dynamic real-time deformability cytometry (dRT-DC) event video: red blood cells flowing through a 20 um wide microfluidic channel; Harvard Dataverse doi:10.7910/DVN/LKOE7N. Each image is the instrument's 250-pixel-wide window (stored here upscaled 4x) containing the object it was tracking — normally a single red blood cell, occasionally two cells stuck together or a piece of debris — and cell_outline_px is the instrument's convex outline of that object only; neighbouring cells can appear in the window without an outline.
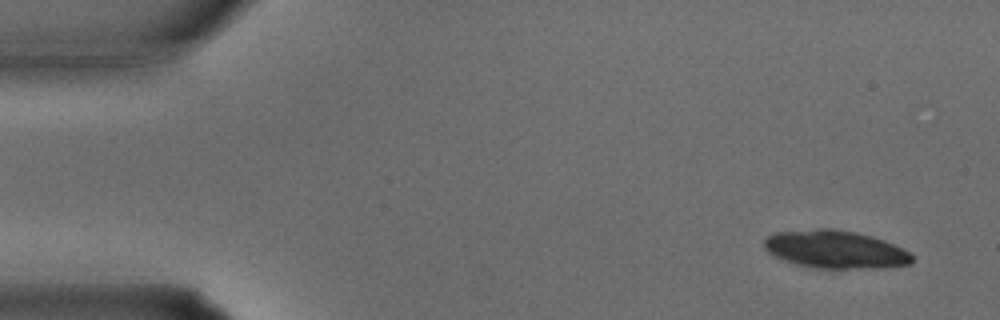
{"species": "common noctule bat (a hibernating species)", "species_latin": "Nyctalus noctula", "temperature_condition": "warm", "stored_images_in_passage": 32, "camera_frame_rate_fps": 3000, "um_per_image_px": 0.085, "animal": {"sex": "male", "body_mass_g": 15.6}, "frame": {"image": 1, "passage_image": 1, "time_ms": 0.0, "image_size_px": [1000, 320], "cell_outline_px": [[912, 264], [884, 268], [816, 268], [796, 264], [784, 260], [768, 252], [764, 248], [764, 240], [768, 236], [776, 232], [816, 228], [832, 228], [856, 232], [872, 236], [884, 240], [904, 248], [912, 256]], "centroid_in_image_um": [71.02, 21.19], "position_along_channel_um": 14.0, "area_um2": 32.83}}
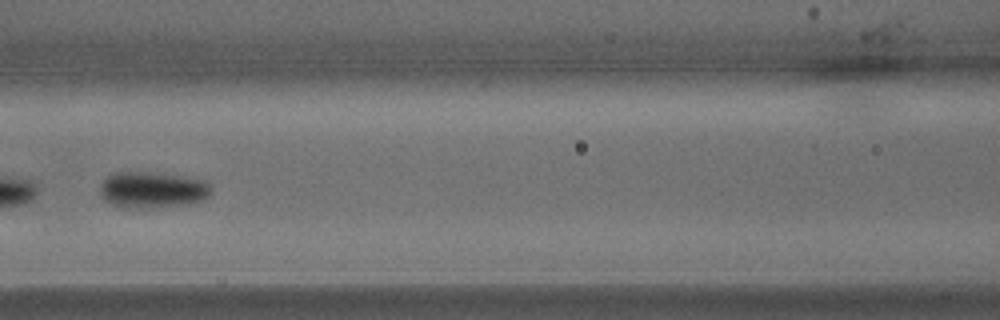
{"frame": {"image": 2, "passage_image": 14, "time_ms": 4.333, "image_size_px": [1000, 320], "cell_outline_px": [[212, 192], [208, 196], [200, 200], [188, 204], [164, 208], [120, 208], [104, 200], [100, 196], [100, 184], [108, 176], [116, 172], [152, 172], [184, 176], [204, 180], [212, 184]], "centroid_in_image_um": [12.96, 16.15], "position_along_channel_um": 153.6, "area_um2": 24.04}}
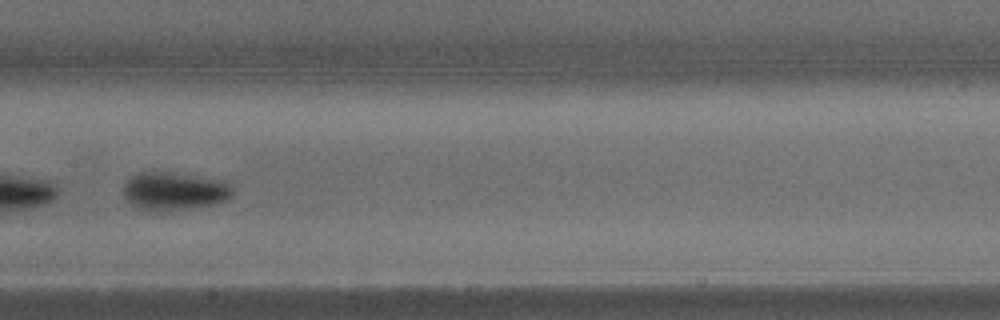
{"frame": {"image": 3, "passage_image": 16, "time_ms": 5.0, "image_size_px": [1000, 320], "cell_outline_px": [[232, 192], [224, 200], [216, 204], [156, 212], [140, 208], [132, 204], [124, 196], [124, 184], [132, 176], [140, 172], [164, 172], [192, 176], [212, 180], [228, 184], [232, 188]], "centroid_in_image_um": [14.73, 16.26], "position_along_channel_um": 192.7, "area_um2": 23.29}}